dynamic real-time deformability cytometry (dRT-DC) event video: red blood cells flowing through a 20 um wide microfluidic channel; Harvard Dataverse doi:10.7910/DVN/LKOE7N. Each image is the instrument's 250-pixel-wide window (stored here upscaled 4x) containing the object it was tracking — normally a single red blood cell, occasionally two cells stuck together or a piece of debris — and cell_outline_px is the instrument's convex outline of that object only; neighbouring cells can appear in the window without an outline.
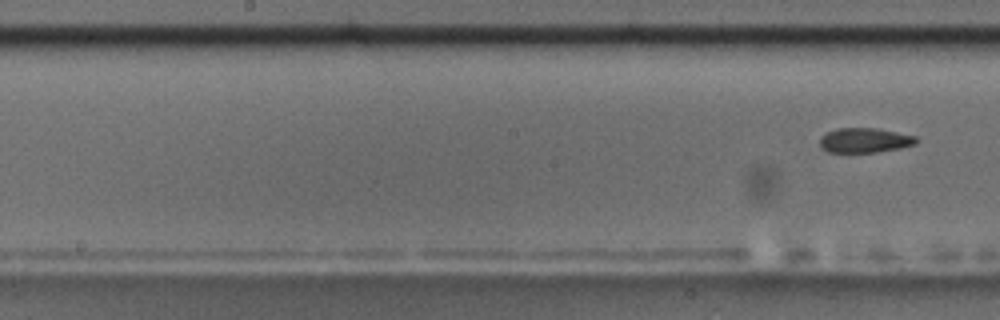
{"species": "common noctule bat (a hibernating species)", "species_latin": "Nyctalus noctula", "temperature_condition": "room temperature", "stored_images_in_passage": 9, "segment_of_instrument_passage": [2, 2], "camera_frame_rate_fps": 3000, "um_per_image_px": 0.085, "animal": {"sex": "male", "body_mass_g": 17.5, "forearm_length_mm": 52.3}, "frame": {"image": 1, "passage_image": 9, "time_ms": 2.667, "image_size_px": [1000, 320], "cell_outline_px": [[916, 144], [900, 148], [876, 152], [828, 152], [820, 148], [820, 136], [824, 132], [836, 128], [876, 128], [916, 136]], "centroid_in_image_um": [73.44, 11.92], "position_along_channel_um": 174.8, "area_um2": 13.99}}